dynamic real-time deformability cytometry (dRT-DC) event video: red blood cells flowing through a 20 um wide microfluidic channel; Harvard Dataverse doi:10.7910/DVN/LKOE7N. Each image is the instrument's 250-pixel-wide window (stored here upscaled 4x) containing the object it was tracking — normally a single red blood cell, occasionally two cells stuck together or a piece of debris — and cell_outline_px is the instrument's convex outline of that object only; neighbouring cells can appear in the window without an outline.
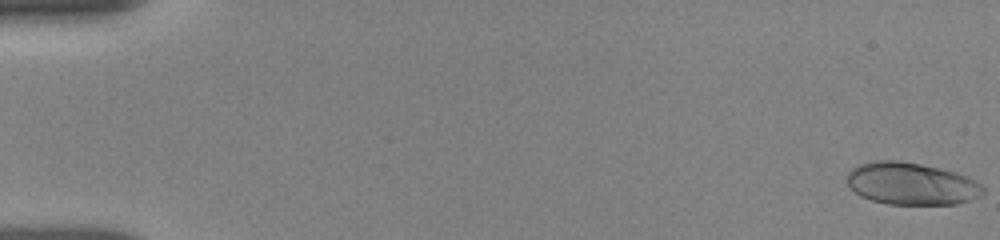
{"species": "human", "species_latin": "Homo sapiens", "temperature_condition": "room temperature", "stored_images_in_passage": 27, "camera_frame_rate_fps": 3000, "um_per_image_px": 0.085, "donor": {"sex": "female"}, "frame": {"image": 1, "passage_image": 1, "time_ms": 0.0, "image_size_px": [1000, 240], "cell_outline_px": [[984, 192], [980, 196], [956, 204], [888, 204], [872, 200], [860, 196], [848, 184], [848, 172], [852, 168], [860, 164], [876, 160], [900, 160], [940, 168], [956, 172], [980, 184], [984, 188]], "centroid_in_image_um": [77.45, 15.61], "position_along_channel_um": 7.6, "area_um2": 33.23}}
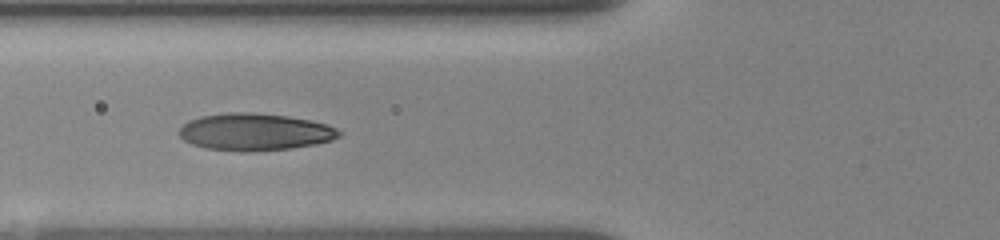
{"frame": {"image": 2, "passage_image": 19, "time_ms": 6.667, "image_size_px": [1000, 240], "cell_outline_px": [[340, 136], [332, 140], [316, 144], [292, 148], [248, 152], [244, 152], [204, 148], [192, 144], [184, 140], [180, 136], [180, 128], [188, 120], [200, 116], [228, 112], [252, 112], [288, 116], [328, 124], [336, 128], [340, 132]], "centroid_in_image_um": [21.66, 11.21], "position_along_channel_um": 104.1, "area_um2": 34.74}}
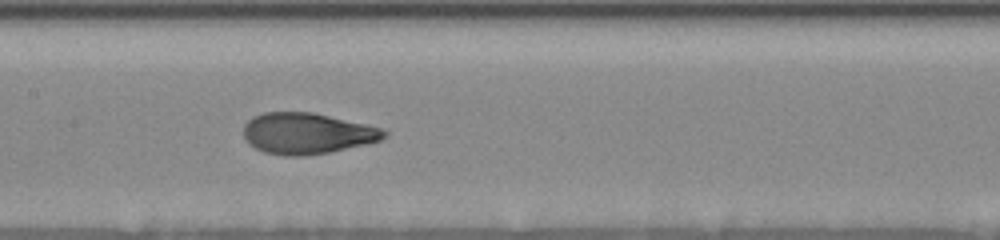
{"frame": {"image": 3, "passage_image": 26, "time_ms": 8.667, "image_size_px": [1000, 240], "cell_outline_px": [[388, 136], [380, 140], [368, 144], [328, 152], [304, 156], [284, 156], [264, 152], [248, 144], [244, 136], [244, 124], [252, 116], [264, 112], [312, 112], [384, 128], [388, 132]], "centroid_in_image_um": [26.11, 11.34], "position_along_channel_um": 181.3, "area_um2": 33.87}}